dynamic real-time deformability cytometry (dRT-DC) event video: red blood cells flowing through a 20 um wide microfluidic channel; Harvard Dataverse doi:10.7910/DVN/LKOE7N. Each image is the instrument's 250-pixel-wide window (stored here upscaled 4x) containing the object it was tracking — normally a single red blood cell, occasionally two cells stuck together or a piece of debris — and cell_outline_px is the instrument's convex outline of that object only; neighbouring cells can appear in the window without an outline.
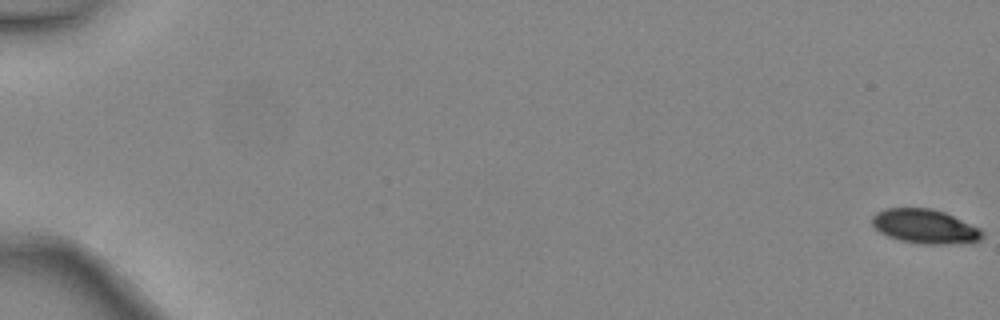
{"species": "common noctule bat (a hibernating species)", "species_latin": "Nyctalus noctula", "temperature_condition": "warm", "stored_images_in_passage": 49, "camera_frame_rate_fps": 3000, "um_per_image_px": 0.085, "animal": {"sex": "female", "body_mass_g": 24.6, "forearm_length_mm": 56.2}, "frame": {"image": 1, "passage_image": 1, "time_ms": 0.0, "image_size_px": [1000, 320], "cell_outline_px": [[984, 236], [980, 240], [972, 244], [924, 244], [900, 240], [888, 236], [880, 232], [872, 224], [872, 216], [876, 212], [884, 208], [932, 208], [944, 212], [980, 228], [984, 232]], "centroid_in_image_um": [78.67, 19.26], "position_along_channel_um": 6.3, "area_um2": 22.25}}
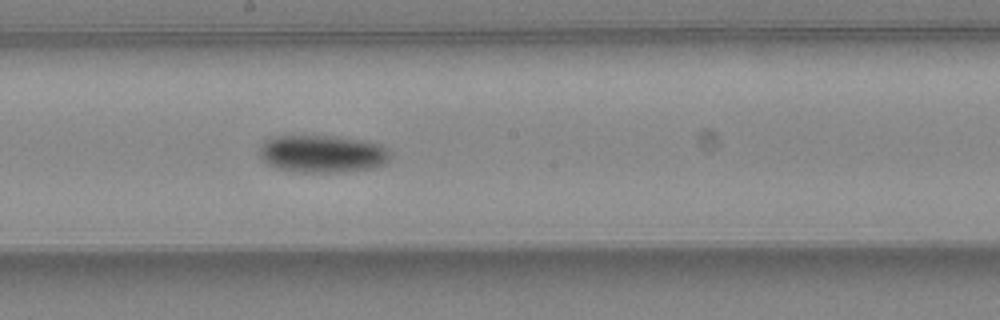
{"frame": {"image": 2, "passage_image": 29, "time_ms": 9.333, "image_size_px": [1000, 320], "cell_outline_px": [[392, 156], [384, 164], [376, 168], [340, 172], [300, 172], [280, 168], [264, 164], [260, 156], [260, 148], [264, 140], [268, 136], [332, 136], [364, 140], [380, 144], [388, 148], [392, 152]], "centroid_in_image_um": [27.43, 13.07], "position_along_channel_um": 220.8, "area_um2": 29.02}}
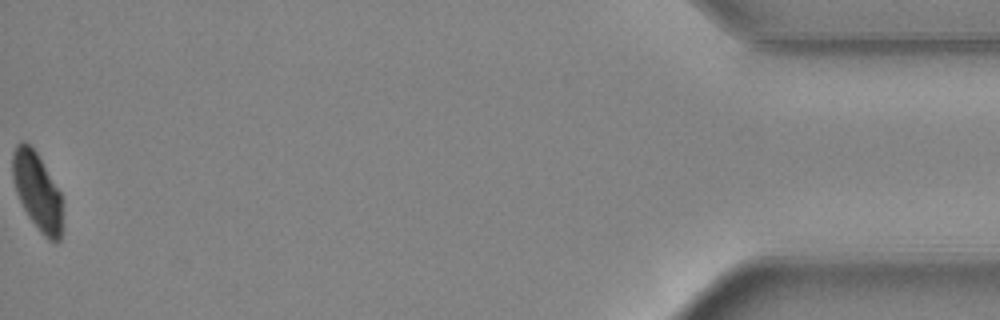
{"frame": {"image": 3, "passage_image": 49, "time_ms": 16.0, "image_size_px": [1000, 320], "cell_outline_px": [[60, 240], [56, 244], [48, 240], [40, 232], [28, 216], [16, 192], [12, 180], [12, 152], [16, 144], [20, 140], [24, 140], [36, 152], [60, 192]], "centroid_in_image_um": [3.11, 16.23], "position_along_channel_um": 432.1, "area_um2": 22.2}, "authors_computed_cell_mechanics": {"area_um2": 25.143, "velocity_mm_per_s": 4.4978, "shape_relaxation_time_tau1_ms": 2.9093, "shape_relaxation_time_tau2_ms": null, "deformation_change_tau1": 0.1072, "deformation_change_tau2": null}}